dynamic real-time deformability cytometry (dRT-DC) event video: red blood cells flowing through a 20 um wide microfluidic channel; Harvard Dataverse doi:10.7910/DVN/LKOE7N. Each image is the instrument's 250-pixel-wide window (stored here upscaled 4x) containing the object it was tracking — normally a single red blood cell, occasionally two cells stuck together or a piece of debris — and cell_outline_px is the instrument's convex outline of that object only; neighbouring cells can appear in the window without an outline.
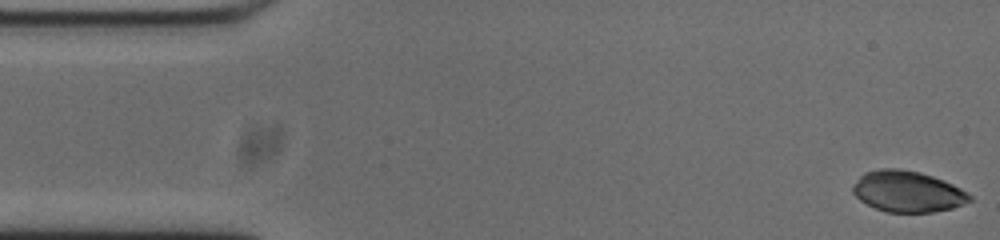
{"species": "common noctule bat (a hibernating species)", "species_latin": "Nyctalus noctula", "temperature_condition": "cold", "stored_images_in_passage": 54, "segment_of_instrument_passage": [1, 2], "camera_frame_rate_fps": 3000, "um_per_image_px": 0.085, "animal": {"sex": "male", "body_mass_g": 20.0, "forearm_length_mm": 53.3}, "frame": {"image": 1, "passage_image": 1, "time_ms": 0.0, "image_size_px": [1000, 240], "cell_outline_px": [[972, 200], [952, 208], [932, 212], [888, 212], [876, 208], [860, 200], [852, 192], [852, 184], [864, 172], [880, 168], [900, 168], [920, 172], [944, 180], [968, 192], [972, 196]], "centroid_in_image_um": [77.13, 16.26], "position_along_channel_um": 7.9, "area_um2": 28.03}}
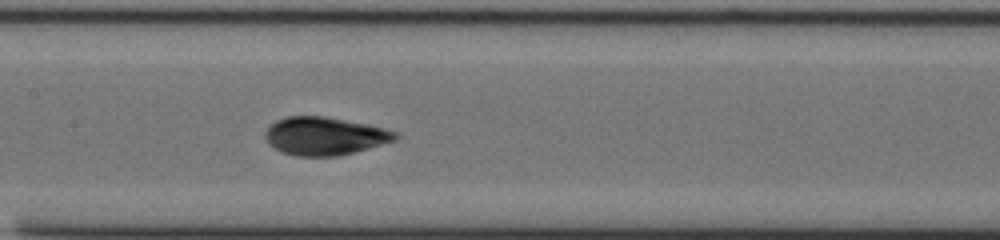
{"frame": {"image": 2, "passage_image": 24, "time_ms": 7.667, "image_size_px": [1000, 240], "cell_outline_px": [[400, 136], [396, 140], [352, 152], [336, 156], [296, 156], [284, 152], [268, 144], [264, 136], [264, 132], [276, 120], [288, 116], [324, 116], [368, 124], [400, 132]], "centroid_in_image_um": [27.61, 11.55], "position_along_channel_um": 179.8, "area_um2": 28.73}}
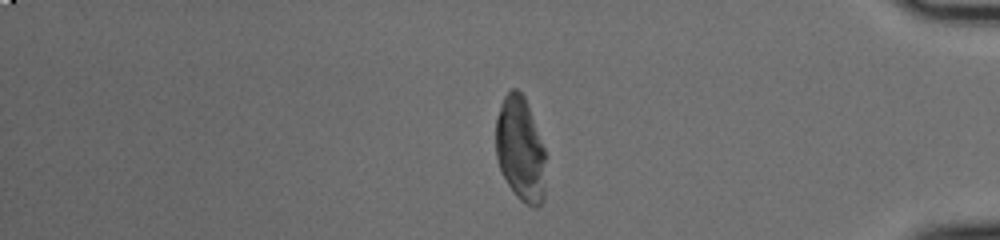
{"frame": {"image": 3, "passage_image": 44, "time_ms": 14.333, "image_size_px": [1000, 240], "cell_outline_px": [[544, 200], [536, 208], [532, 208], [520, 200], [516, 196], [508, 184], [500, 168], [496, 156], [496, 120], [500, 104], [504, 96], [512, 88], [516, 88], [524, 96], [544, 148]], "centroid_in_image_um": [44.22, 12.7], "position_along_channel_um": 391.0, "area_um2": 30.11}}